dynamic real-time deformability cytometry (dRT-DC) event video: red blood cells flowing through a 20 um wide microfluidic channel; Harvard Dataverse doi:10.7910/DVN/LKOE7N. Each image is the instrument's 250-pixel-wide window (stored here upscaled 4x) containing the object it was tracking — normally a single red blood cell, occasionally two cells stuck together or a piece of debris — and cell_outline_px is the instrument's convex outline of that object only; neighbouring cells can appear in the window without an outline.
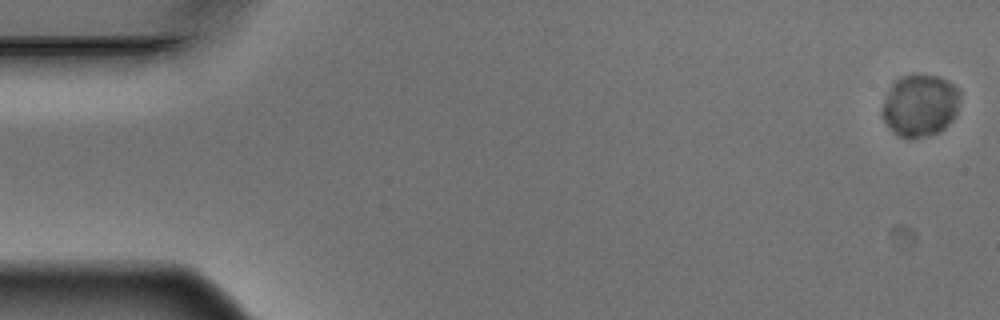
{"species": "Egyptian fruit bat (a non-hibernating species)", "species_latin": "Rousettus aegyptiacus", "temperature_condition": "warm", "stored_images_in_passage": 5, "camera_frame_rate_fps": 3000, "um_per_image_px": 0.085, "animal": {"sex": "male"}, "frame": {"image": 1, "passage_image": 1, "time_ms": 0.0, "image_size_px": [1000, 320], "cell_outline_px": [[960, 100], [956, 116], [940, 132], [928, 136], [912, 140], [900, 136], [892, 132], [884, 120], [880, 112], [884, 100], [892, 84], [896, 80], [904, 76], [940, 76], [948, 80], [960, 92]], "centroid_in_image_um": [78.21, 9.01], "position_along_channel_um": 6.8, "area_um2": 28.38}}
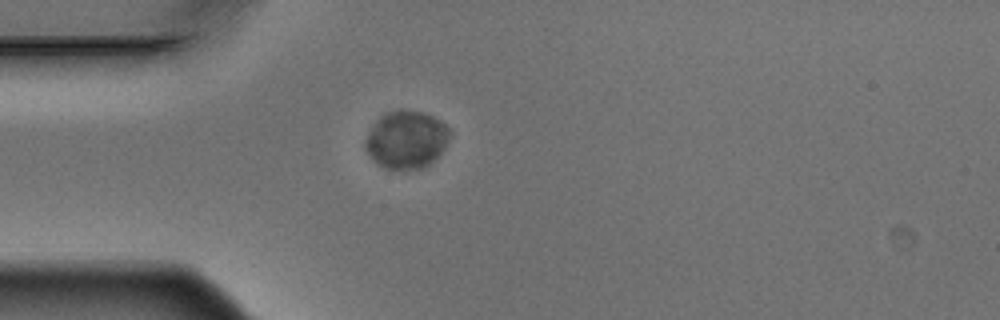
{"frame": {"image": 2, "passage_image": 4, "time_ms": 1.0, "image_size_px": [1000, 320], "cell_outline_px": [[448, 136], [444, 148], [428, 164], [420, 168], [384, 168], [376, 164], [372, 160], [364, 144], [376, 120], [384, 112], [400, 108], [420, 112], [432, 116], [444, 124], [448, 128]], "centroid_in_image_um": [34.49, 11.84], "position_along_channel_um": 50.5, "area_um2": 27.8}}